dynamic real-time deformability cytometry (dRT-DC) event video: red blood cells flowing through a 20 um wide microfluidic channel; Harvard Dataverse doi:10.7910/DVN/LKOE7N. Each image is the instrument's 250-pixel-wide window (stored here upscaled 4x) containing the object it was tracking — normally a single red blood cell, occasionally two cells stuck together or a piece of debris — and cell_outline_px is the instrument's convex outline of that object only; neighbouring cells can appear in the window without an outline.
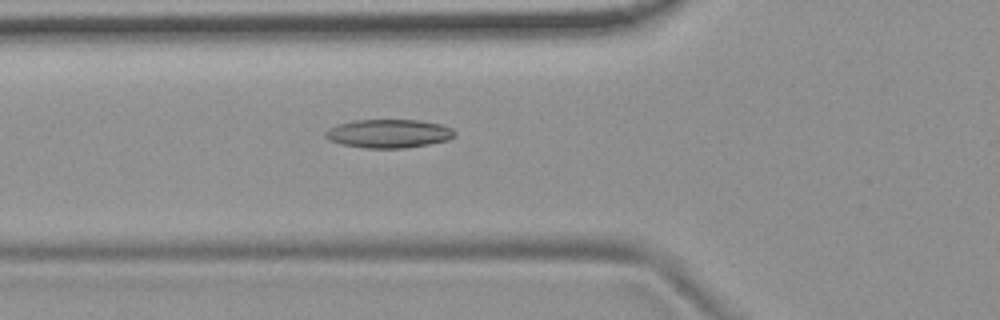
{"species": "common noctule bat (a hibernating species)", "species_latin": "Nyctalus noctula", "temperature_condition": "room temperature", "stored_images_in_passage": 5, "camera_frame_rate_fps": 3000, "um_per_image_px": 0.085, "animal": {"sex": "female", "body_mass_g": 19.9}, "frame": {"image": 1, "passage_image": 5, "time_ms": 1.333, "image_size_px": [1000, 320], "cell_outline_px": [[456, 136], [448, 140], [428, 144], [404, 148], [364, 148], [340, 144], [328, 140], [324, 136], [324, 132], [328, 128], [336, 124], [352, 120], [420, 120], [440, 124], [452, 128], [456, 132]], "centroid_in_image_um": [33.01, 11.35], "position_along_channel_um": 92.8, "area_um2": 21.79}}